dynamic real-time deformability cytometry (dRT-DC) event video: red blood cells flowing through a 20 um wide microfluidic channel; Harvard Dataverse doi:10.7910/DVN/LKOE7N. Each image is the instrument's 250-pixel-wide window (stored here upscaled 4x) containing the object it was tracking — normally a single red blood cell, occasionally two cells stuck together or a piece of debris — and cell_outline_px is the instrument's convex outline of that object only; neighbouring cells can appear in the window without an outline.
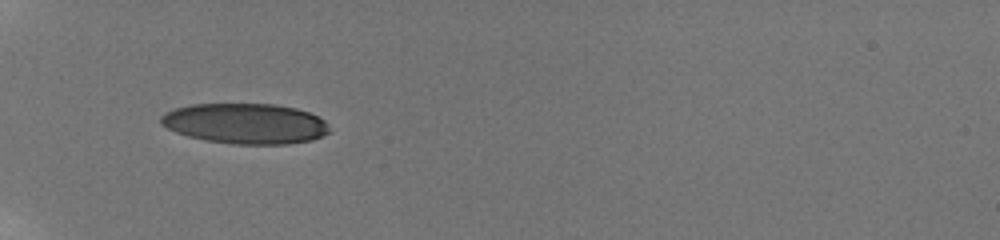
{"species": "human", "species_latin": "Homo sapiens", "temperature_condition": "room temperature", "stored_images_in_passage": 17, "camera_frame_rate_fps": 3000, "um_per_image_px": 0.085, "donor": {"sex": "male"}, "frame": {"image": 1, "passage_image": 1, "time_ms": 0.0, "image_size_px": [1000, 240], "cell_outline_px": [[328, 132], [312, 140], [288, 144], [232, 144], [208, 140], [188, 136], [176, 132], [160, 124], [160, 116], [164, 112], [176, 108], [192, 104], [276, 104], [296, 108], [308, 112], [324, 120], [328, 128]], "centroid_in_image_um": [20.82, 10.5], "position_along_channel_um": 64.2, "area_um2": 39.54}}
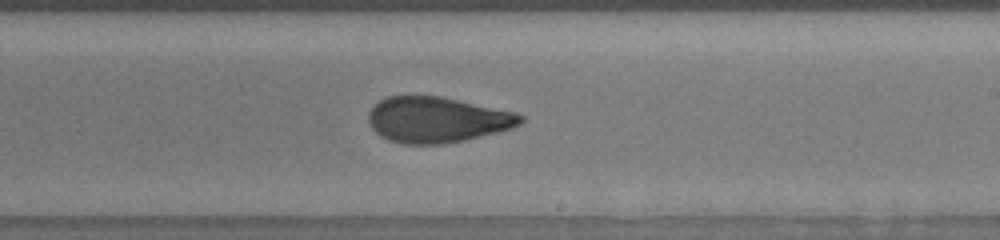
{"frame": {"image": 2, "passage_image": 17, "time_ms": 5.333, "image_size_px": [1000, 240], "cell_outline_px": [[524, 120], [520, 124], [512, 128], [464, 140], [444, 144], [404, 144], [388, 140], [380, 136], [372, 128], [368, 120], [368, 112], [380, 100], [388, 96], [440, 96], [516, 112], [524, 116]], "centroid_in_image_um": [37.15, 10.18], "position_along_channel_um": 251.9, "area_um2": 40.4}}